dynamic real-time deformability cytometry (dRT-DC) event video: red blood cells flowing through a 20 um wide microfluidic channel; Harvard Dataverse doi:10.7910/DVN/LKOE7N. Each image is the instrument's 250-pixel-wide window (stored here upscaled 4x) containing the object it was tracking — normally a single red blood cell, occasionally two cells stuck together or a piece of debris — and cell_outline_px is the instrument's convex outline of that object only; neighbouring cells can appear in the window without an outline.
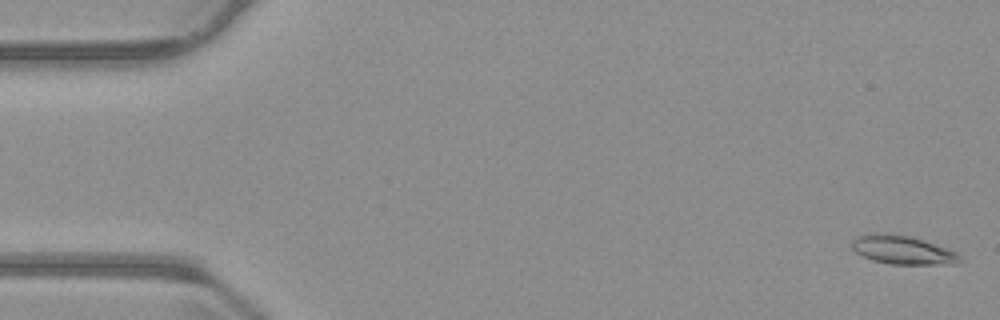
{"species": "common noctule bat (a hibernating species)", "species_latin": "Nyctalus noctula", "temperature_condition": "warm", "stored_images_in_passage": 56, "camera_frame_rate_fps": 3000, "um_per_image_px": 0.085, "animal": {"sex": "male", "body_mass_g": 23.1, "forearm_length_mm": 52.7}, "frame": {"image": 1, "passage_image": 2, "time_ms": 0.333, "image_size_px": [1000, 320], "cell_outline_px": [[964, 260], [956, 264], [888, 264], [872, 260], [856, 252], [852, 248], [852, 236], [872, 232], [876, 232], [908, 236], [956, 252]], "centroid_in_image_um": [76.66, 21.25], "position_along_channel_um": 8.3, "area_um2": 17.92}}
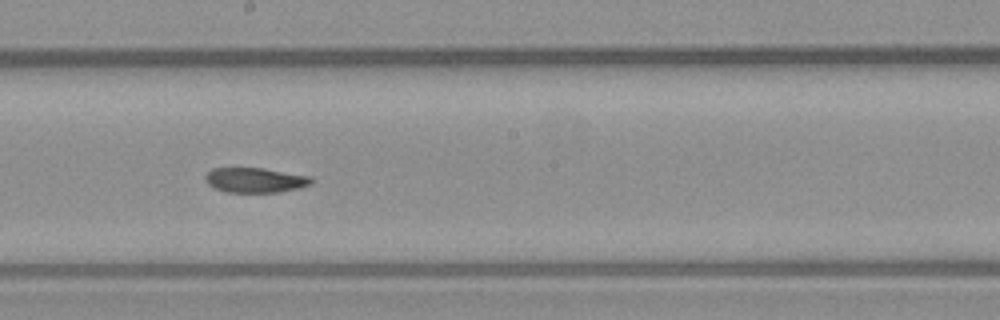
{"frame": {"image": 2, "passage_image": 31, "time_ms": 10.0, "image_size_px": [1000, 320], "cell_outline_px": [[312, 184], [300, 188], [280, 192], [228, 192], [216, 188], [208, 184], [204, 180], [204, 176], [212, 168], [264, 168], [312, 176]], "centroid_in_image_um": [21.72, 15.3], "position_along_channel_um": 226.5, "area_um2": 15.49}}
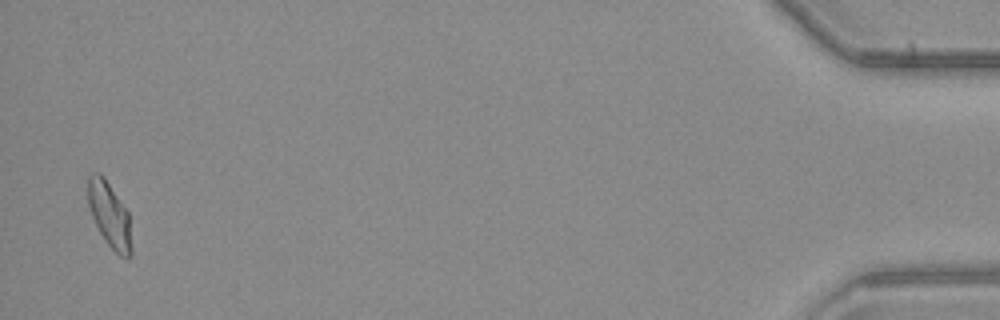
{"frame": {"image": 3, "passage_image": 55, "time_ms": 18.0, "image_size_px": [1000, 320], "cell_outline_px": [[132, 256], [128, 260], [120, 256], [108, 244], [100, 232], [92, 216], [88, 204], [88, 176], [92, 172], [100, 172], [104, 176], [128, 212], [132, 248]], "centroid_in_image_um": [9.32, 18.27], "position_along_channel_um": 425.9, "area_um2": 16.53}, "authors_computed_cell_mechanics": {"area_um2": 16.473, "velocity_mm_per_s": 3.72, "shape_relaxation_time_tau1_ms": null, "shape_relaxation_time_tau2_ms": 6.3326, "deformation_change_tau1": null, "deformation_change_tau2": 0.0996}}